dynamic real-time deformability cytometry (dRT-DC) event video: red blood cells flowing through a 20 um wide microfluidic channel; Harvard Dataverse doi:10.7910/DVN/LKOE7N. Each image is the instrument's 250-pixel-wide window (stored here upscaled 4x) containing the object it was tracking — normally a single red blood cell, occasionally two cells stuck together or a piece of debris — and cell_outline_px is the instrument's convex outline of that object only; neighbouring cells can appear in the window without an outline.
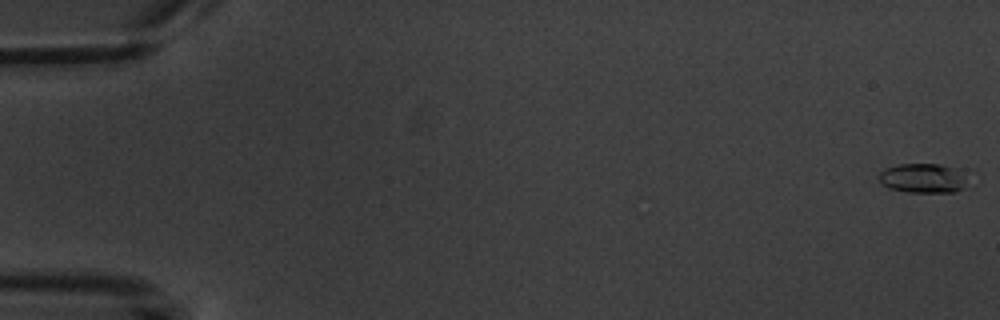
{"species": "common noctule bat (a hibernating species)", "species_latin": "Nyctalus noctula", "temperature_condition": "warm", "stored_images_in_passage": 5, "camera_frame_rate_fps": 3000, "um_per_image_px": 0.085, "animal": {"sex": "male", "body_mass_g": 20.1, "forearm_length_mm": 53.5}, "frame": {"image": 1, "passage_image": 1, "time_ms": 0.0, "image_size_px": [1000, 320], "cell_outline_px": [[964, 188], [956, 192], [908, 192], [888, 188], [880, 180], [880, 172], [884, 168], [900, 164], [940, 164], [964, 168]], "centroid_in_image_um": [78.5, 15.13], "position_along_channel_um": 6.5, "area_um2": 15.37}}
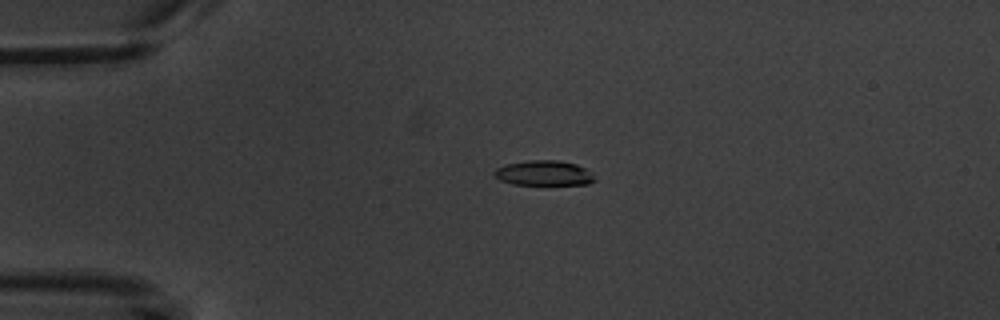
{"frame": {"image": 2, "passage_image": 4, "time_ms": 4.333, "image_size_px": [1000, 320], "cell_outline_px": [[596, 180], [588, 184], [512, 184], [500, 180], [492, 172], [496, 168], [508, 164], [528, 160], [560, 160], [576, 164], [592, 172]], "centroid_in_image_um": [46.25, 14.7], "position_along_channel_um": 38.8, "area_um2": 14.57}}